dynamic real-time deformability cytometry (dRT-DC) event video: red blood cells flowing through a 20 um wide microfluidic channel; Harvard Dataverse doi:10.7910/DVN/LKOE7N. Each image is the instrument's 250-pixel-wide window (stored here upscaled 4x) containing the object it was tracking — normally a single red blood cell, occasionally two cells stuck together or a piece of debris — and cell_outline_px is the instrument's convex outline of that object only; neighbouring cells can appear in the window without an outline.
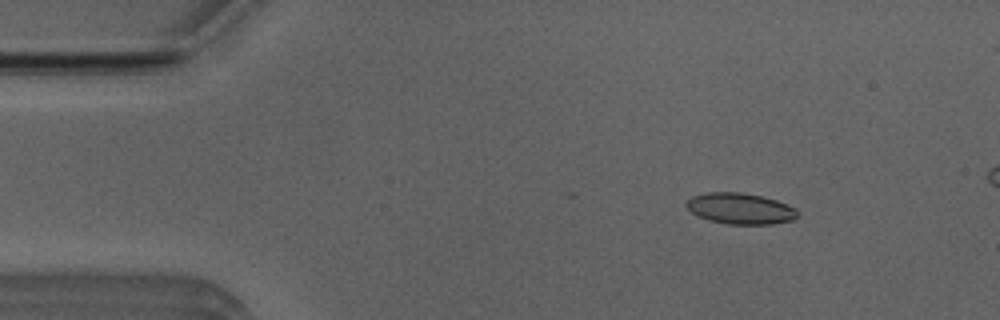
{"species": "Egyptian fruit bat (a non-hibernating species)", "species_latin": "Rousettus aegyptiacus", "temperature_condition": "room temperature", "stored_images_in_passage": 28, "camera_frame_rate_fps": 3000, "um_per_image_px": 0.085, "animal": {"sex": "male"}, "frame": {"image": 1, "passage_image": 2, "time_ms": 0.333, "image_size_px": [1000, 320], "cell_outline_px": [[800, 216], [792, 220], [772, 224], [728, 224], [708, 220], [692, 212], [684, 204], [692, 196], [708, 192], [740, 192], [760, 196], [776, 200], [796, 208]], "centroid_in_image_um": [62.94, 17.73], "position_along_channel_um": 22.1, "area_um2": 20.06}}
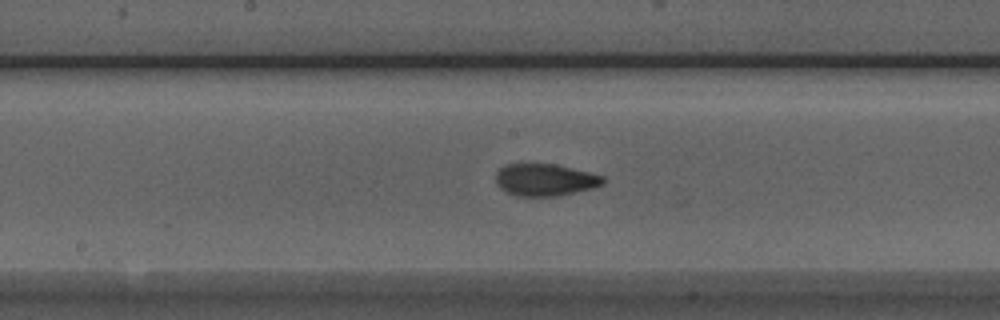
{"frame": {"image": 2, "passage_image": 21, "time_ms": 6.667, "image_size_px": [1000, 320], "cell_outline_px": [[604, 184], [592, 188], [560, 196], [516, 196], [500, 188], [496, 184], [496, 172], [504, 164], [556, 164], [604, 176]], "centroid_in_image_um": [46.32, 15.29], "position_along_channel_um": 201.9, "area_um2": 20.11}}
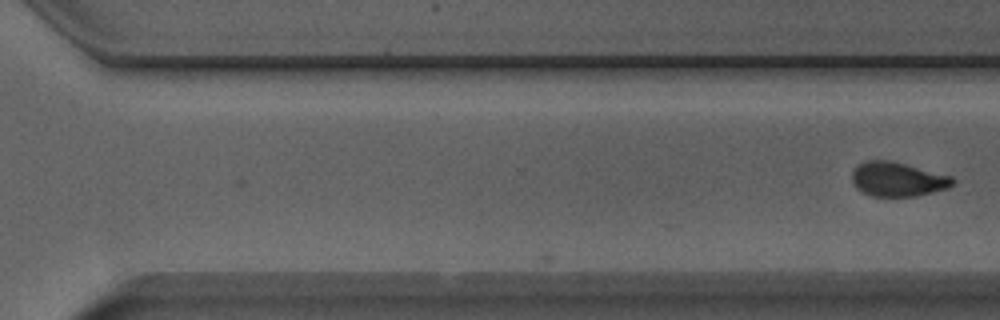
{"frame": {"image": 3, "passage_image": 28, "time_ms": 9.0, "image_size_px": [1000, 320], "cell_outline_px": [[956, 184], [948, 188], [916, 196], [872, 196], [856, 188], [852, 180], [852, 172], [856, 164], [864, 160], [888, 160], [952, 176], [956, 180]], "centroid_in_image_um": [76.29, 15.23], "position_along_channel_um": 294.3, "area_um2": 20.17}}